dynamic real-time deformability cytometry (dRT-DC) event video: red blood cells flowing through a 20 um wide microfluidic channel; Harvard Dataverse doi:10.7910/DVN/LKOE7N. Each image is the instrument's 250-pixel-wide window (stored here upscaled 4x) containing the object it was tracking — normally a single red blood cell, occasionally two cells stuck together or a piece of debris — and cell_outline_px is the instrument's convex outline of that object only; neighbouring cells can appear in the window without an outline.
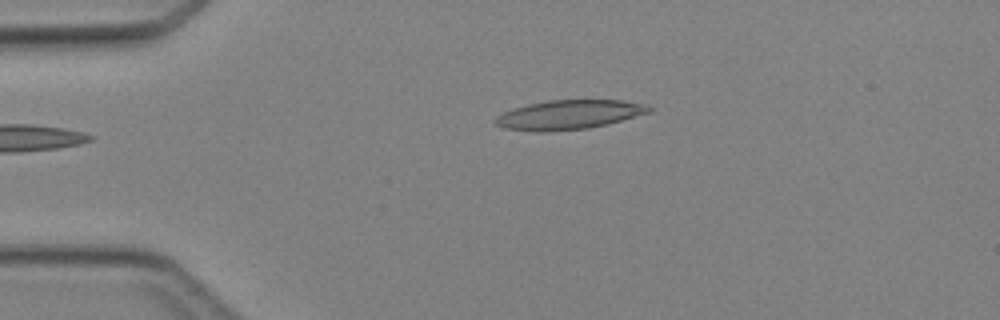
{"species": "Egyptian fruit bat (a non-hibernating species)", "species_latin": "Rousettus aegyptiacus", "temperature_condition": "cold", "stored_images_in_passage": 4, "camera_frame_rate_fps": 3000, "um_per_image_px": 0.085, "animal": {"sex": "female"}, "frame": {"image": 1, "passage_image": 4, "time_ms": 3.667, "image_size_px": [1000, 320], "cell_outline_px": [[652, 112], [608, 124], [588, 128], [544, 132], [540, 132], [504, 128], [496, 124], [492, 120], [496, 116], [512, 108], [528, 104], [548, 100], [624, 100], [644, 104], [652, 108]], "centroid_in_image_um": [48.36, 9.75], "position_along_channel_um": 36.6, "area_um2": 26.36}}